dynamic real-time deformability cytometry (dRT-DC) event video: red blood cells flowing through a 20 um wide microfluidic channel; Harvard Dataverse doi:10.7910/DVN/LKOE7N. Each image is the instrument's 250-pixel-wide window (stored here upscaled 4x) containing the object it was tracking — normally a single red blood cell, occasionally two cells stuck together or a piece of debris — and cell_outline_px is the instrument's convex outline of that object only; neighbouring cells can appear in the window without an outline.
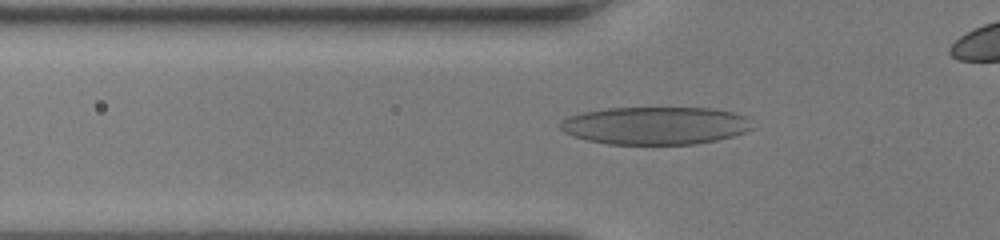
{"species": "human", "species_latin": "Homo sapiens", "temperature_condition": "room temperature", "stored_images_in_passage": 51, "camera_frame_rate_fps": 3000, "um_per_image_px": 0.085, "donor": {"sex": "female"}, "frame": {"image": 1, "passage_image": 21, "time_ms": 6.667, "image_size_px": [1000, 240], "cell_outline_px": [[756, 128], [732, 136], [716, 140], [696, 144], [608, 144], [588, 140], [564, 132], [560, 128], [560, 120], [568, 116], [584, 112], [608, 108], [712, 108], [732, 112], [748, 116]], "centroid_in_image_um": [55.75, 10.67], "position_along_channel_um": 70.0, "area_um2": 42.43}}
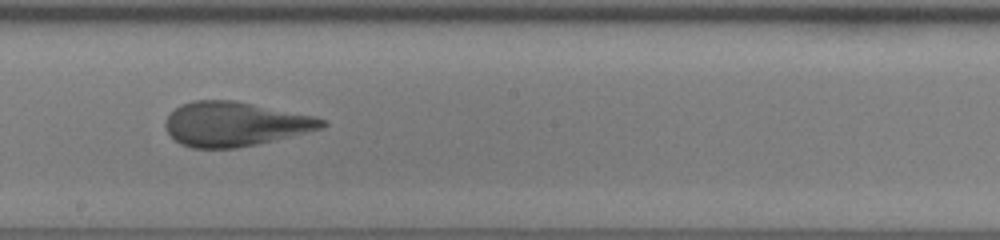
{"frame": {"image": 2, "passage_image": 34, "time_ms": 11.0, "image_size_px": [1000, 240], "cell_outline_px": [[328, 124], [324, 128], [256, 144], [236, 148], [192, 148], [180, 144], [168, 132], [164, 124], [164, 120], [180, 104], [192, 100], [232, 100], [316, 116], [324, 120]], "centroid_in_image_um": [19.96, 10.54], "position_along_channel_um": 228.2, "area_um2": 40.34}}
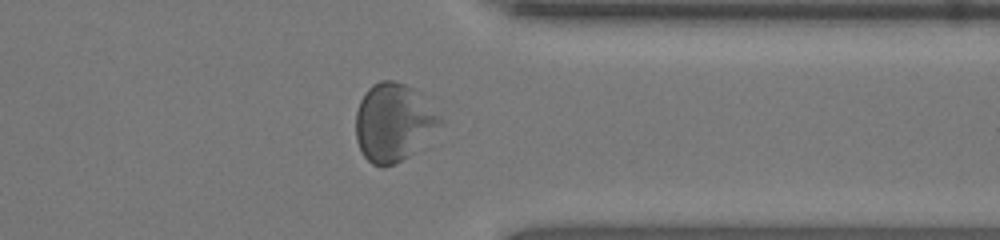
{"frame": {"image": 3, "passage_image": 46, "time_ms": 15.0, "image_size_px": [1000, 240], "cell_outline_px": [[444, 124], [416, 152], [392, 164], [372, 164], [364, 156], [356, 140], [356, 112], [360, 100], [364, 92], [372, 84], [380, 80], [396, 80], [412, 88], [444, 120]], "centroid_in_image_um": [33.45, 10.39], "position_along_channel_um": 377.9, "area_um2": 38.15}}